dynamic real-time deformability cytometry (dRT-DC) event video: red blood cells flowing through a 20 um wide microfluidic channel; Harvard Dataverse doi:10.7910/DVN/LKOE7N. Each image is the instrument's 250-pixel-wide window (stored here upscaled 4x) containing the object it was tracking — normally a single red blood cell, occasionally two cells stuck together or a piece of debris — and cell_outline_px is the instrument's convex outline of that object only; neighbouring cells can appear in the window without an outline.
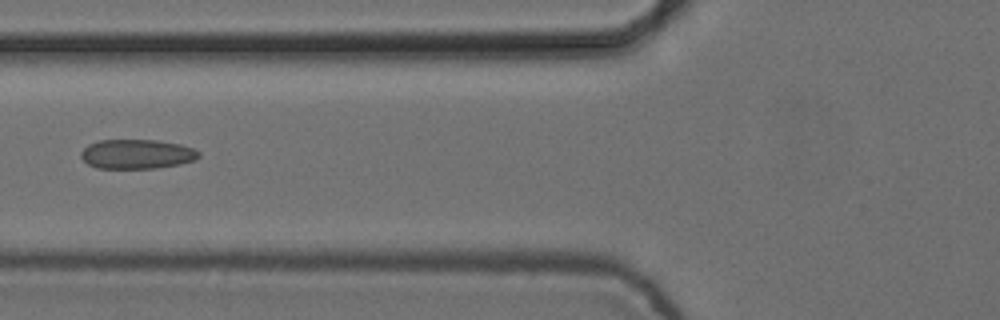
{"species": "common noctule bat (a hibernating species)", "species_latin": "Nyctalus noctula", "temperature_condition": "cold", "stored_images_in_passage": 5, "camera_frame_rate_fps": 3000, "um_per_image_px": 0.085, "animal": {"sex": "female", "body_mass_g": 24.6, "forearm_length_mm": 56.2}, "frame": {"image": 1, "passage_image": 5, "time_ms": 1.333, "image_size_px": [1000, 320], "cell_outline_px": [[200, 156], [196, 160], [180, 164], [156, 168], [96, 168], [88, 164], [80, 156], [80, 152], [88, 144], [100, 140], [156, 140], [180, 144], [192, 148], [200, 152]], "centroid_in_image_um": [11.63, 13.1], "position_along_channel_um": 114.2, "area_um2": 20.29}}